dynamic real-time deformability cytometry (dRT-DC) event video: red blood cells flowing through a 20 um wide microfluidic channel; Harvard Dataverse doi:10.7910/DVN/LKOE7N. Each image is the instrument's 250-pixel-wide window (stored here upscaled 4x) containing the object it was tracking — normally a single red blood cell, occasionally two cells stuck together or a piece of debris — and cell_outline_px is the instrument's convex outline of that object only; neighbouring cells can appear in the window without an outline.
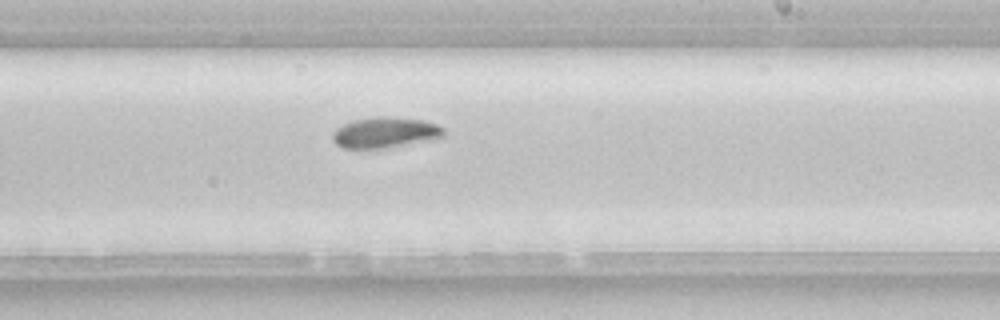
{"species": "common noctule bat (a hibernating species)", "species_latin": "Nyctalus noctula", "temperature_condition": "room temperature", "stored_images_in_passage": 34, "camera_frame_rate_fps": 3000, "um_per_image_px": 0.085, "animal": {"sex": "female", "body_mass_g": 22.7, "forearm_length_mm": 54.2}, "frame": {"image": 1, "passage_image": 15, "time_ms": 4.667, "image_size_px": [1000, 320], "cell_outline_px": [[444, 136], [384, 148], [344, 148], [336, 144], [332, 140], [332, 132], [336, 128], [352, 120], [376, 116], [388, 116], [424, 120], [436, 124], [444, 128]], "centroid_in_image_um": [32.68, 11.24], "position_along_channel_um": 256.3, "area_um2": 19.71}}